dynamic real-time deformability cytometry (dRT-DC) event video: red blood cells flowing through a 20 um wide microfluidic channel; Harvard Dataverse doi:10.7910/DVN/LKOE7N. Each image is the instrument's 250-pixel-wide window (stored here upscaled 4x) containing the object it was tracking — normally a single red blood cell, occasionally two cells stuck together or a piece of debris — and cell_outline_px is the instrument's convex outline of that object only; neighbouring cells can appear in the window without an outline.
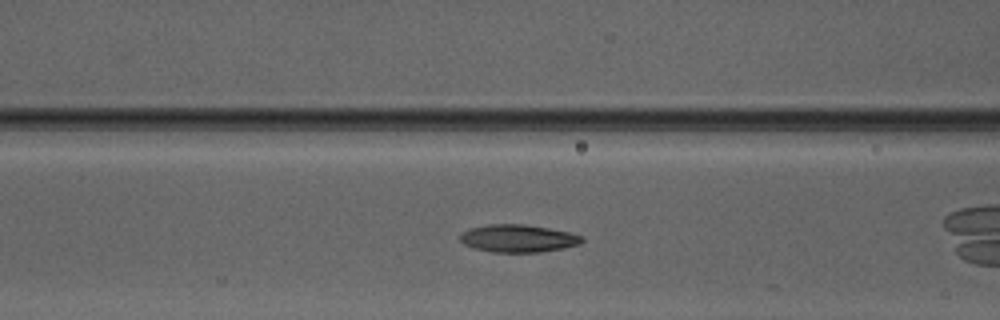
{"species": "Egyptian fruit bat (a non-hibernating species)", "species_latin": "Rousettus aegyptiacus", "temperature_condition": "warm", "stored_images_in_passage": 11, "camera_frame_rate_fps": 3000, "um_per_image_px": 0.085, "animal": {"sex": "male"}, "frame": {"image": 1, "passage_image": 6, "time_ms": 1.667, "image_size_px": [1000, 320], "cell_outline_px": [[584, 240], [580, 244], [564, 248], [540, 252], [492, 252], [472, 248], [464, 244], [460, 240], [460, 236], [468, 228], [488, 224], [524, 224], [548, 228], [568, 232], [584, 236]], "centroid_in_image_um": [44.04, 20.26], "position_along_channel_um": 122.6, "area_um2": 19.71}}
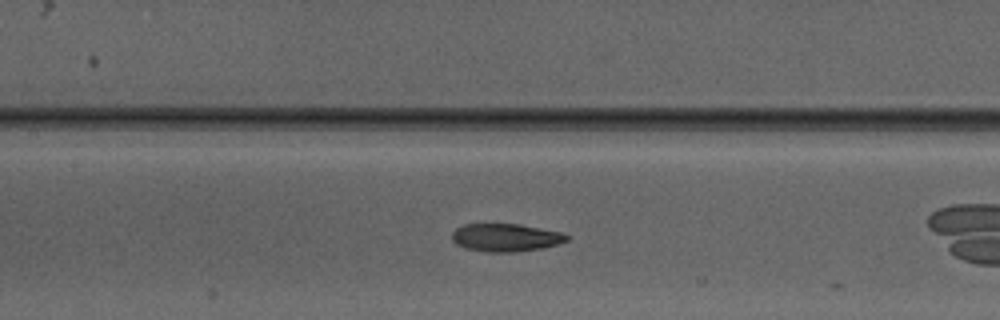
{"frame": {"image": 2, "passage_image": 9, "time_ms": 2.667, "image_size_px": [1000, 320], "cell_outline_px": [[568, 240], [556, 244], [540, 248], [512, 252], [484, 252], [464, 248], [456, 244], [452, 240], [452, 232], [456, 228], [464, 224], [520, 224], [560, 232], [568, 236]], "centroid_in_image_um": [42.92, 20.19], "position_along_channel_um": 164.5, "area_um2": 18.55}}